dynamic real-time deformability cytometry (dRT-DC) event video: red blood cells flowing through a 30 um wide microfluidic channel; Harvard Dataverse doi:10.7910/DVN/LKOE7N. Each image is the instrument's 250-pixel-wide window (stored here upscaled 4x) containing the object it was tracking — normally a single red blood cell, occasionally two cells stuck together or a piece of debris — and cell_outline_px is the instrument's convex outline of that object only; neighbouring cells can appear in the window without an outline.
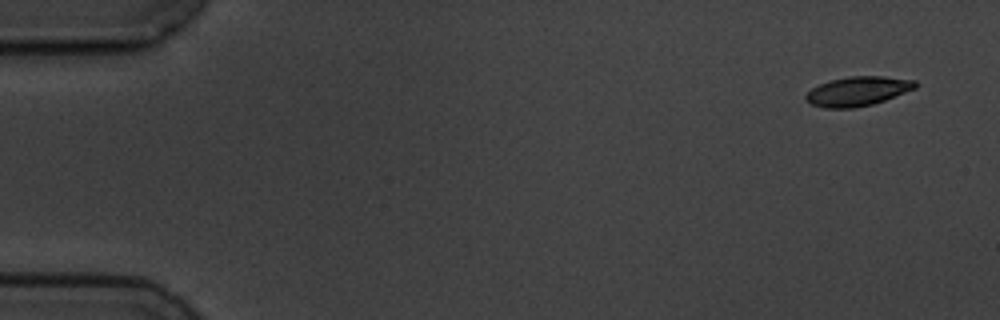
{"species": "common noctule bat (a hibernating species)", "species_latin": "Nyctalus noctula", "temperature_condition": "cold", "stored_images_in_passage": 6, "segment_of_instrument_passage": [1, 2], "camera_frame_rate_fps": 3000, "um_per_image_px": 0.085, "animal": {"sex": "male", "body_mass_g": 19.5, "forearm_length_mm": 54.6}, "frame": {"image": 1, "passage_image": 1, "time_ms": 0.0, "image_size_px": [1000, 320], "cell_outline_px": [[916, 88], [884, 100], [872, 104], [852, 108], [824, 108], [812, 104], [804, 100], [804, 96], [812, 88], [820, 84], [832, 80], [852, 76], [884, 76], [916, 80]], "centroid_in_image_um": [72.89, 7.75], "position_along_channel_um": 12.1, "area_um2": 18.55}}
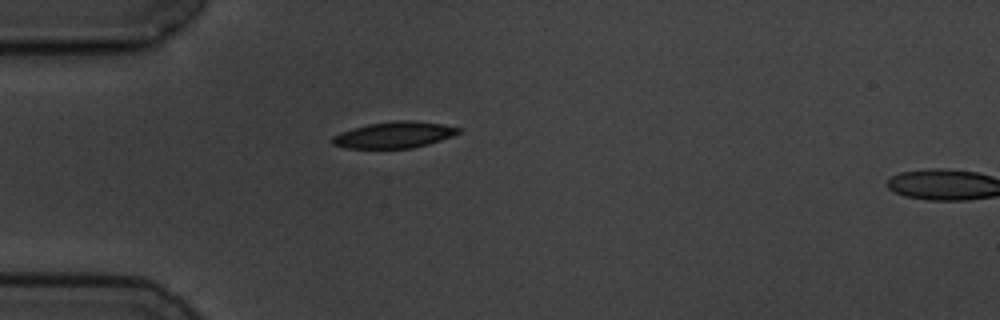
{"frame": {"image": 2, "passage_image": 5, "time_ms": 4.333, "image_size_px": [1000, 320], "cell_outline_px": [[460, 132], [452, 136], [428, 144], [412, 148], [344, 148], [332, 144], [332, 136], [340, 132], [352, 128], [368, 124], [396, 120], [412, 120], [444, 124], [460, 128]], "centroid_in_image_um": [33.49, 11.46], "position_along_channel_um": 51.5, "area_um2": 19.36}}